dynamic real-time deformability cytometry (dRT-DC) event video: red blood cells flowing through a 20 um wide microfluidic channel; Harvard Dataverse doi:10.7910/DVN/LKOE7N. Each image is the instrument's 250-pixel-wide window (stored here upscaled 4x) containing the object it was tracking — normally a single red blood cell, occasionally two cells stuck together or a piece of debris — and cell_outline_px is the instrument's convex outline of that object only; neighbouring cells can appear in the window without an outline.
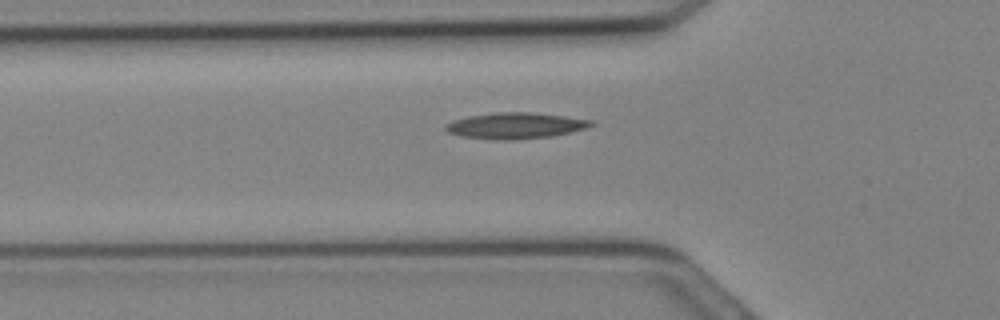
{"species": "Egyptian fruit bat (a non-hibernating species)", "species_latin": "Rousettus aegyptiacus", "temperature_condition": "cold", "stored_images_in_passage": 15, "camera_frame_rate_fps": 3000, "um_per_image_px": 0.085, "animal": {"sex": "female"}, "frame": {"image": 1, "passage_image": 5, "time_ms": 1.333, "image_size_px": [1000, 320], "cell_outline_px": [[596, 124], [584, 128], [552, 136], [512, 140], [492, 140], [460, 136], [448, 132], [444, 128], [444, 124], [452, 120], [468, 116], [496, 112], [528, 112], [564, 116], [592, 120]], "centroid_in_image_um": [43.74, 10.68], "position_along_channel_um": 82.1, "area_um2": 22.14}}
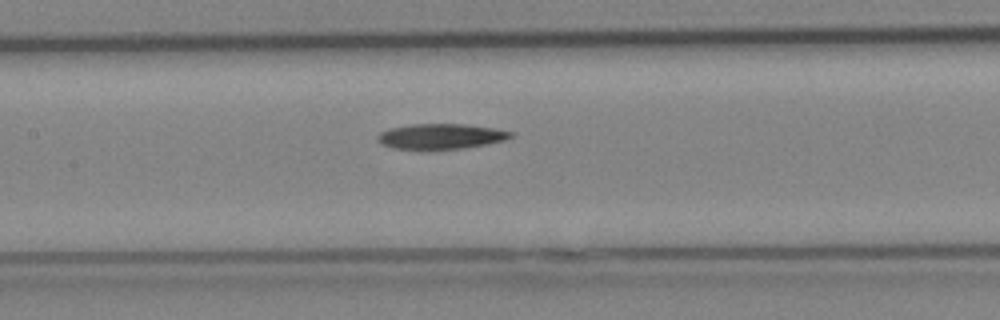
{"frame": {"image": 2, "passage_image": 9, "time_ms": 2.667, "image_size_px": [1000, 320], "cell_outline_px": [[516, 132], [512, 136], [504, 140], [464, 148], [424, 152], [392, 148], [380, 144], [376, 140], [376, 136], [380, 132], [392, 128], [412, 124], [464, 124], [496, 128]], "centroid_in_image_um": [37.41, 11.63], "position_along_channel_um": 170.0, "area_um2": 20.4}}
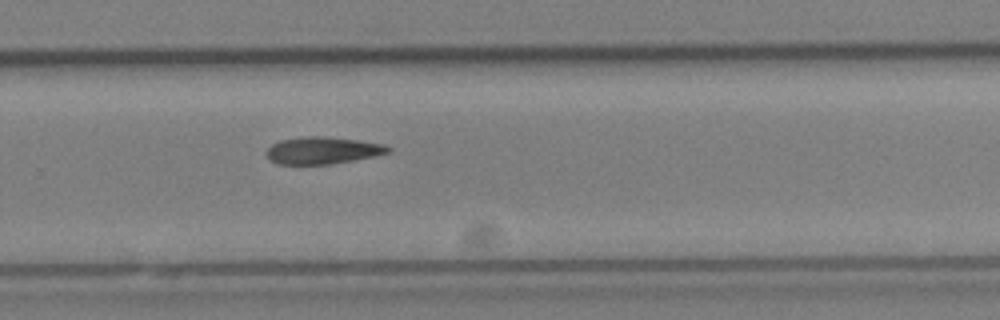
{"frame": {"image": 3, "passage_image": 15, "time_ms": 4.667, "image_size_px": [1000, 320], "cell_outline_px": [[392, 148], [388, 152], [372, 156], [332, 164], [276, 164], [264, 152], [272, 144], [280, 140], [304, 136], [324, 136], [360, 140], [384, 144]], "centroid_in_image_um": [27.4, 12.77], "position_along_channel_um": 302.4, "area_um2": 19.13}}